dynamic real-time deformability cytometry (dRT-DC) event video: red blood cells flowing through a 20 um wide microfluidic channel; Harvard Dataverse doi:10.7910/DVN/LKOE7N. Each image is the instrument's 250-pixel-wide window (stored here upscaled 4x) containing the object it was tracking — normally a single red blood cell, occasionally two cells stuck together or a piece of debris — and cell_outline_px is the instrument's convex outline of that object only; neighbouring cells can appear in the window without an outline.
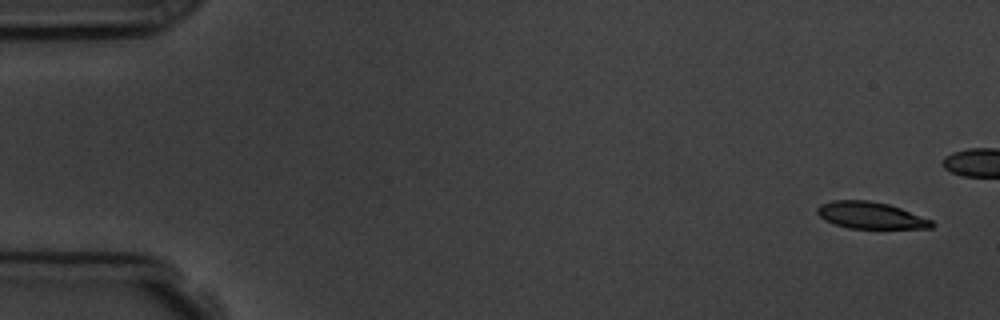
{"species": "common noctule bat (a hibernating species)", "species_latin": "Nyctalus noctula", "temperature_condition": "room temperature", "stored_images_in_passage": 6, "camera_frame_rate_fps": 3000, "um_per_image_px": 0.085, "animal": {"sex": "male", "body_mass_g": 19.5, "forearm_length_mm": 54.6}, "frame": {"image": 1, "passage_image": 1, "time_ms": 0.0, "image_size_px": [1000, 320], "cell_outline_px": [[936, 224], [932, 228], [848, 228], [832, 224], [824, 220], [816, 212], [816, 208], [820, 204], [832, 200], [868, 200], [888, 204], [900, 208], [932, 220]], "centroid_in_image_um": [73.96, 18.3], "position_along_channel_um": 11.0, "area_um2": 17.92}}
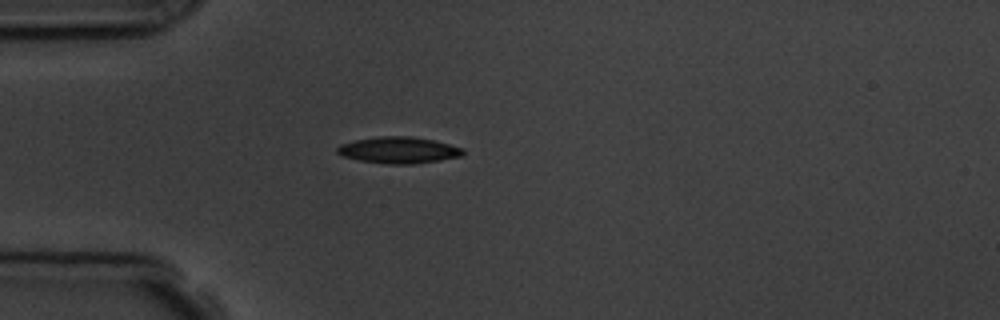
{"frame": {"image": 2, "passage_image": 6, "time_ms": 6.0, "image_size_px": [1000, 320], "cell_outline_px": [[464, 152], [460, 156], [440, 160], [412, 164], [384, 164], [360, 160], [340, 156], [336, 152], [336, 148], [340, 144], [356, 140], [380, 136], [412, 136], [432, 140], [464, 148]], "centroid_in_image_um": [33.85, 12.76], "position_along_channel_um": 51.2, "area_um2": 19.36}}